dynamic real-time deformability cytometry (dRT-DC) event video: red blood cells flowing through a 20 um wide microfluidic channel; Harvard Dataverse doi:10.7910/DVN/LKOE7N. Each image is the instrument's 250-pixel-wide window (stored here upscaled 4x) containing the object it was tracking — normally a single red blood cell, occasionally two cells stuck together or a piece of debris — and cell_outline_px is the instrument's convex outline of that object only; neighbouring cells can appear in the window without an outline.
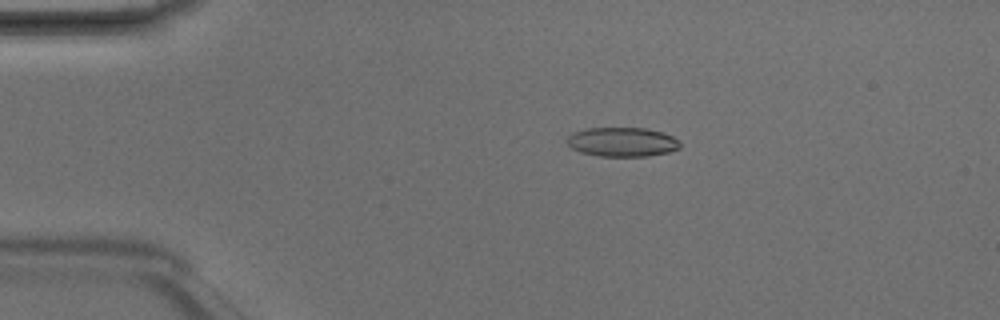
{"species": "Egyptian fruit bat (a non-hibernating species)", "species_latin": "Rousettus aegyptiacus", "temperature_condition": "room temperature", "stored_images_in_passage": 3, "camera_frame_rate_fps": 3000, "um_per_image_px": 0.085, "animal": {"sex": "male"}, "frame": {"image": 1, "passage_image": 2, "time_ms": 0.333, "image_size_px": [1000, 320], "cell_outline_px": [[680, 148], [668, 152], [648, 156], [600, 156], [580, 152], [572, 148], [564, 140], [572, 132], [588, 128], [648, 128], [672, 136], [680, 144]], "centroid_in_image_um": [52.84, 12.06], "position_along_channel_um": 32.2, "area_um2": 19.25}}